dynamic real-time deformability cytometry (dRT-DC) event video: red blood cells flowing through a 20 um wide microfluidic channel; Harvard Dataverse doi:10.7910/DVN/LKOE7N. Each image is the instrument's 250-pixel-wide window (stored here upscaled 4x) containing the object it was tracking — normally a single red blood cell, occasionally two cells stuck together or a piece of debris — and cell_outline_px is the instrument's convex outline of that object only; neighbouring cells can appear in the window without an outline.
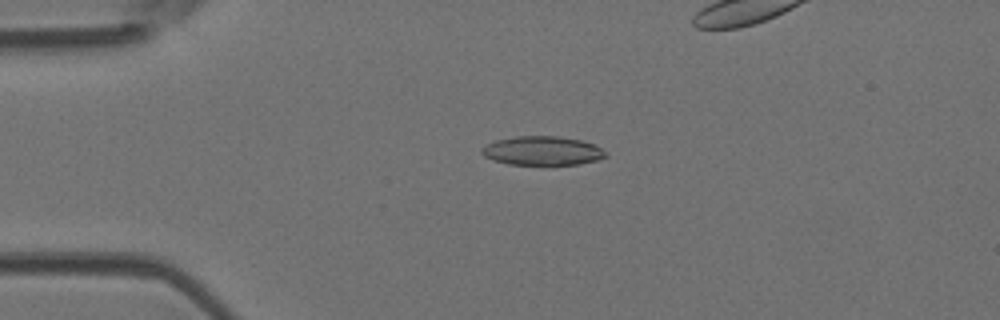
{"species": "Egyptian fruit bat (a non-hibernating species)", "species_latin": "Rousettus aegyptiacus", "temperature_condition": "room temperature", "stored_images_in_passage": 7, "camera_frame_rate_fps": 3000, "um_per_image_px": 0.085, "animal": {"sex": "female"}, "frame": {"image": 1, "passage_image": 4, "time_ms": 1.0, "image_size_px": [1000, 320], "cell_outline_px": [[608, 156], [596, 160], [580, 164], [508, 164], [492, 160], [484, 156], [480, 152], [480, 148], [496, 140], [516, 136], [556, 136], [580, 140], [592, 144], [608, 152]], "centroid_in_image_um": [46.08, 12.81], "position_along_channel_um": 38.9, "area_um2": 20.81}}
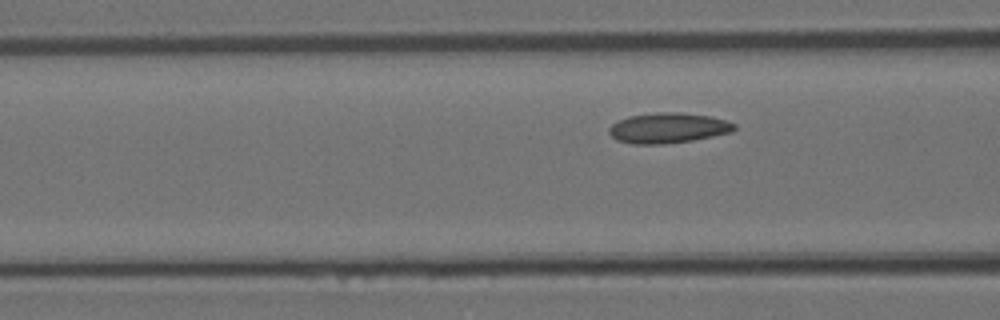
{"frame": {"image": 2, "passage_image": 7, "time_ms": 2.0, "image_size_px": [1000, 320], "cell_outline_px": [[736, 128], [732, 132], [692, 140], [664, 144], [632, 144], [616, 140], [608, 132], [608, 128], [612, 124], [628, 116], [656, 112], [680, 112], [708, 116], [724, 120], [736, 124]], "centroid_in_image_um": [56.76, 10.88], "position_along_channel_um": 109.8, "area_um2": 22.08}}